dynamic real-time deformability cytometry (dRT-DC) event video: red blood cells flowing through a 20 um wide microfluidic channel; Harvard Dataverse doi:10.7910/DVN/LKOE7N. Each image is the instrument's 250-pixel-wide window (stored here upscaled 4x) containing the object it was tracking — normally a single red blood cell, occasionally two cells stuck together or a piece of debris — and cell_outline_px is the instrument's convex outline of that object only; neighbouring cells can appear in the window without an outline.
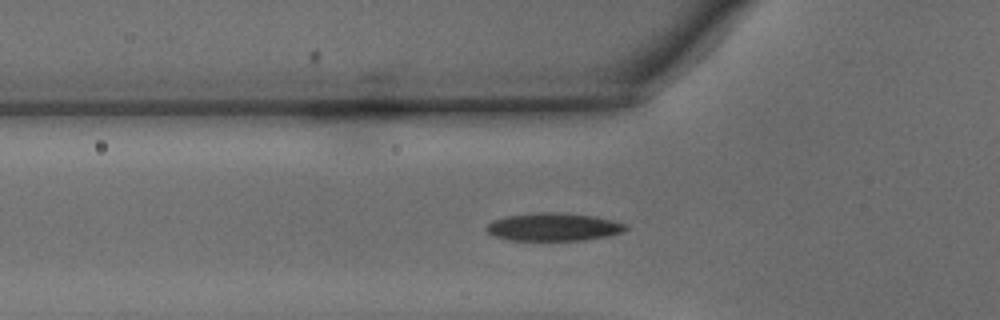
{"species": "common noctule bat (a hibernating species)", "species_latin": "Nyctalus noctula", "temperature_condition": "warm", "stored_images_in_passage": 25, "camera_frame_rate_fps": 3000, "um_per_image_px": 0.085, "animal": {"sex": "male", "body_mass_g": 15.6}, "frame": {"image": 1, "passage_image": 3, "time_ms": 0.667, "image_size_px": [1000, 320], "cell_outline_px": [[628, 228], [624, 232], [608, 236], [584, 240], [508, 240], [496, 236], [488, 232], [488, 224], [492, 220], [504, 216], [536, 212], [564, 212], [592, 216], [612, 220], [624, 224]], "centroid_in_image_um": [47.06, 19.28], "position_along_channel_um": 78.7, "area_um2": 22.66}}
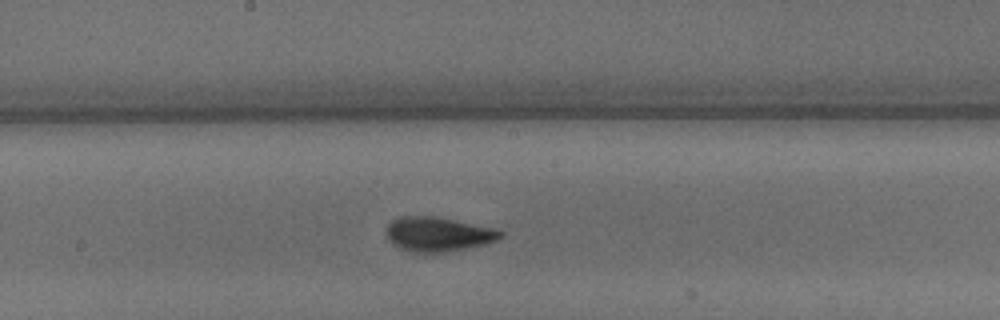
{"frame": {"image": 2, "passage_image": 12, "time_ms": 3.667, "image_size_px": [1000, 320], "cell_outline_px": [[504, 236], [496, 240], [484, 244], [444, 252], [408, 252], [392, 244], [388, 240], [384, 232], [388, 224], [392, 220], [400, 216], [436, 216], [500, 228], [504, 232]], "centroid_in_image_um": [37.24, 19.89], "position_along_channel_um": 211.0, "area_um2": 23.35}}
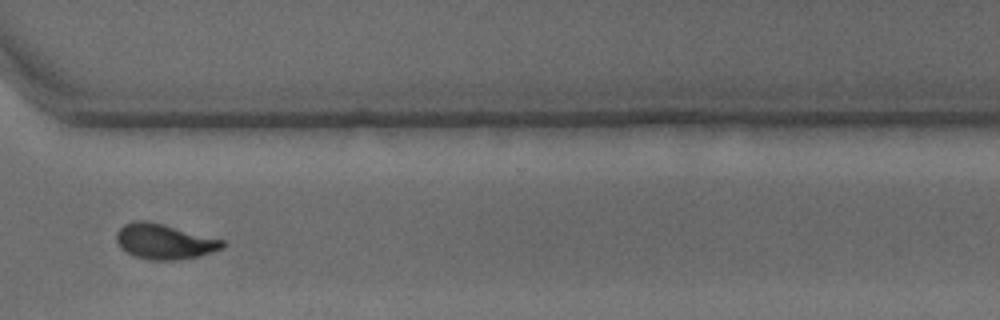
{"frame": {"image": 3, "passage_image": 22, "time_ms": 7.0, "image_size_px": [1000, 320], "cell_outline_px": [[224, 248], [200, 256], [180, 260], [148, 260], [132, 256], [124, 252], [120, 248], [116, 240], [116, 232], [124, 224], [136, 220], [148, 220], [164, 224], [224, 240]], "centroid_in_image_um": [13.94, 20.54], "position_along_channel_um": 356.7, "area_um2": 22.14}, "authors_computed_cell_mechanics": {"area_um2": 22.0796, "velocity_mm_per_s": 4.3684, "shape_relaxation_time_tau1_ms": 3.0213, "shape_relaxation_time_tau2_ms": 1.3227, "deformation_change_tau1": 0.1488, "deformation_change_tau2": 0.0614}}